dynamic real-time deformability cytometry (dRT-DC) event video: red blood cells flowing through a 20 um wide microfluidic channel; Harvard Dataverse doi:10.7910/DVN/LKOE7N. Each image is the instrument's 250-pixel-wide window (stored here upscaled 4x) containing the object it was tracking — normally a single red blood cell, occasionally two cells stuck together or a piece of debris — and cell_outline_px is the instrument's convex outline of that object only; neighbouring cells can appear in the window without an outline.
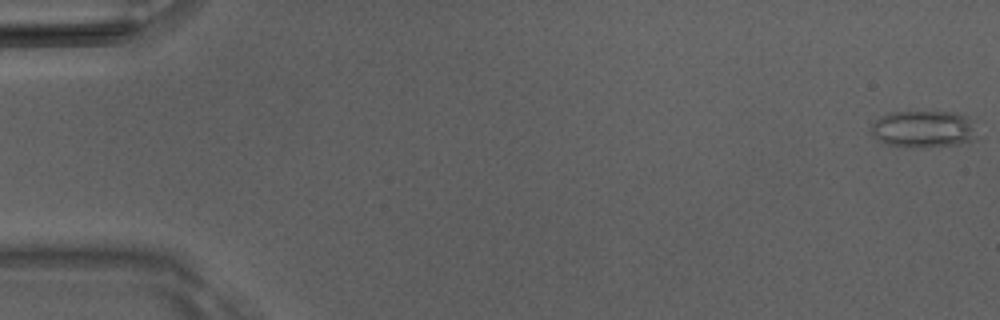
{"species": "Egyptian fruit bat (a non-hibernating species)", "species_latin": "Rousettus aegyptiacus", "temperature_condition": "room temperature", "stored_images_in_passage": 51, "camera_frame_rate_fps": 3000, "um_per_image_px": 0.085, "animal": {"sex": "male"}, "frame": {"image": 1, "passage_image": 1, "time_ms": 0.0, "image_size_px": [1000, 320], "cell_outline_px": [[976, 140], [956, 144], [928, 148], [908, 148], [888, 144], [872, 136], [872, 124], [880, 116], [888, 112], [952, 112], [968, 116], [972, 120]], "centroid_in_image_um": [78.5, 10.98], "position_along_channel_um": 6.5, "area_um2": 23.06}}
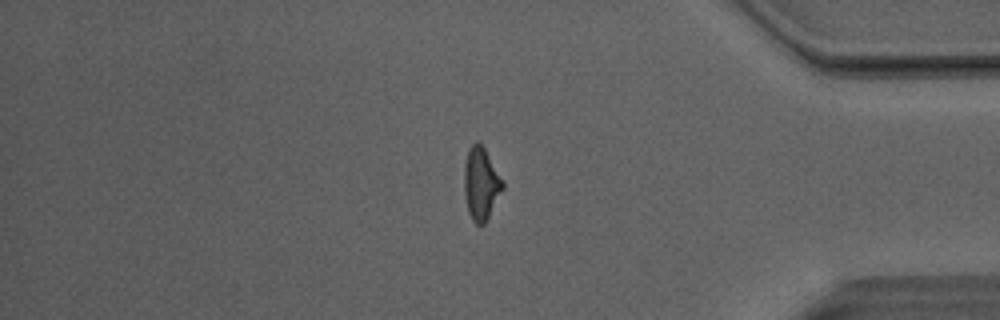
{"frame": {"image": 2, "passage_image": 43, "time_ms": 14.0, "image_size_px": [1000, 320], "cell_outline_px": [[504, 188], [484, 224], [476, 224], [472, 220], [468, 212], [464, 192], [464, 164], [468, 148], [476, 140], [484, 148], [504, 184]], "centroid_in_image_um": [40.86, 15.61], "position_along_channel_um": 394.3, "area_um2": 16.07}}
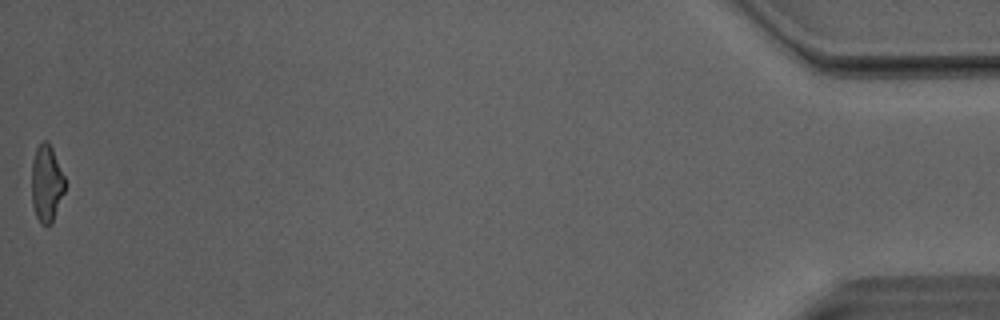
{"frame": {"image": 3, "passage_image": 51, "time_ms": 16.667, "image_size_px": [1000, 320], "cell_outline_px": [[64, 192], [52, 224], [40, 224], [36, 216], [32, 204], [32, 160], [36, 148], [44, 140], [48, 140], [52, 148], [64, 176]], "centroid_in_image_um": [3.95, 15.6], "position_along_channel_um": 431.3, "area_um2": 14.85}, "authors_computed_cell_mechanics": {"area_um2": 16.6464, "velocity_mm_per_s": 4.1101, "shape_relaxation_time_tau1_ms": 5.7135, "shape_relaxation_time_tau2_ms": 2.1526, "deformation_change_tau1": 0.1497, "deformation_change_tau2": 0.1181}}